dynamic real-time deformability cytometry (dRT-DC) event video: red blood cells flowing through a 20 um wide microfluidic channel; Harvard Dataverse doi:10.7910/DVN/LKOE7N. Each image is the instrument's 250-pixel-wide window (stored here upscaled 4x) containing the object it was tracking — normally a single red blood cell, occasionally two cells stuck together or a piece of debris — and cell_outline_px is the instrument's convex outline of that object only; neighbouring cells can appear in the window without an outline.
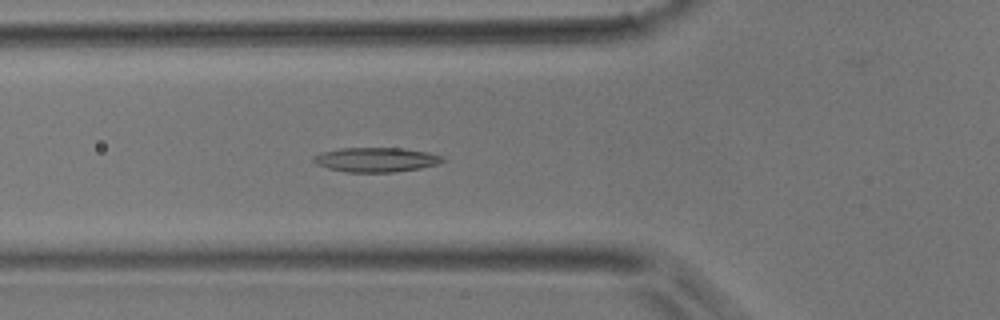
{"species": "common noctule bat (a hibernating species)", "species_latin": "Nyctalus noctula", "temperature_condition": "room temperature", "stored_images_in_passage": 25, "camera_frame_rate_fps": 3000, "um_per_image_px": 0.085, "animal": {"sex": "male", "body_mass_g": 17.9}, "frame": {"image": 1, "passage_image": 5, "time_ms": 1.333, "image_size_px": [1000, 320], "cell_outline_px": [[444, 160], [436, 164], [420, 168], [392, 172], [344, 172], [328, 168], [316, 164], [312, 160], [312, 156], [320, 152], [340, 148], [404, 148], [428, 152], [444, 156]], "centroid_in_image_um": [31.92, 13.57], "position_along_channel_um": 93.9, "area_um2": 18.5}}
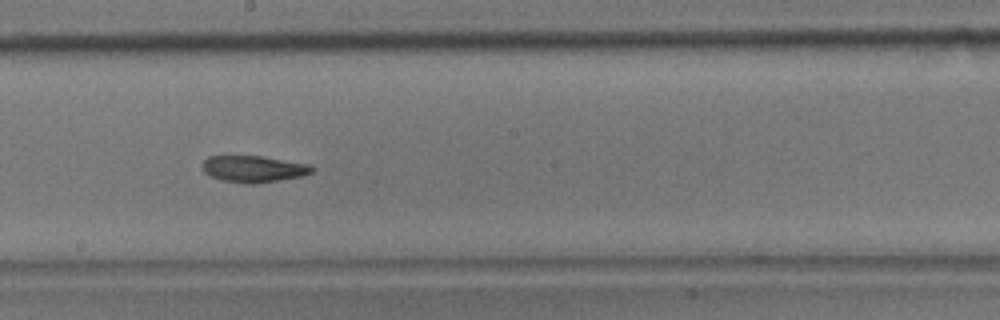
{"frame": {"image": 2, "passage_image": 15, "time_ms": 4.667, "image_size_px": [1000, 320], "cell_outline_px": [[316, 168], [312, 172], [300, 176], [256, 184], [252, 184], [220, 180], [208, 176], [204, 172], [204, 160], [208, 156], [224, 152], [260, 156], [308, 164]], "centroid_in_image_um": [21.45, 14.31], "position_along_channel_um": 226.7, "area_um2": 17.57}}
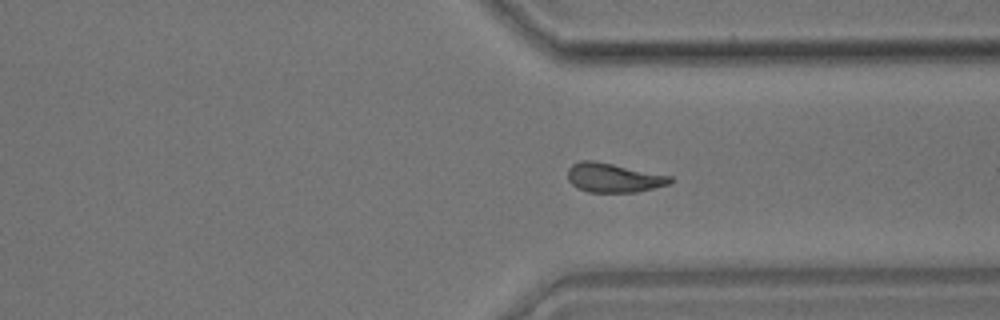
{"frame": {"image": 3, "passage_image": 25, "time_ms": 8.0, "image_size_px": [1000, 320], "cell_outline_px": [[672, 180], [668, 184], [636, 192], [588, 192], [576, 188], [568, 180], [568, 168], [572, 164], [580, 160], [592, 160], [672, 176]], "centroid_in_image_um": [52.1, 15.11], "position_along_channel_um": 359.3, "area_um2": 17.28}}